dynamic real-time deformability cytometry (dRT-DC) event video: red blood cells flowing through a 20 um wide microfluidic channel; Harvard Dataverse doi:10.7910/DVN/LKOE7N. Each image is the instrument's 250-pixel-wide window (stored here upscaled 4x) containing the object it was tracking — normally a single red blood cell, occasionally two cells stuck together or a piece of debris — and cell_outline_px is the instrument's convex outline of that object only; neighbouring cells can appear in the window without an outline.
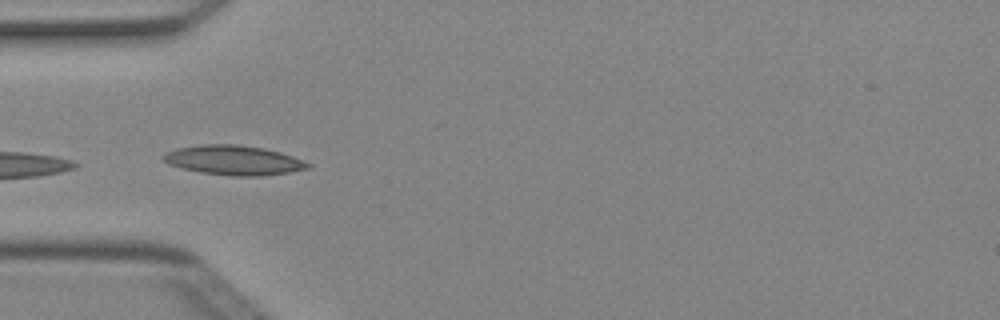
{"species": "Egyptian fruit bat (a non-hibernating species)", "species_latin": "Rousettus aegyptiacus", "temperature_condition": "cold", "stored_images_in_passage": 6, "camera_frame_rate_fps": 3000, "um_per_image_px": 0.085, "animal": {"sex": "female"}, "frame": {"image": 1, "passage_image": 3, "time_ms": 0.667, "image_size_px": [1000, 320], "cell_outline_px": [[312, 168], [288, 172], [260, 176], [232, 176], [200, 172], [168, 164], [160, 156], [164, 152], [176, 148], [204, 144], [240, 144], [264, 148], [280, 152], [292, 156], [312, 164]], "centroid_in_image_um": [19.86, 13.61], "position_along_channel_um": 65.1, "area_um2": 25.03}}
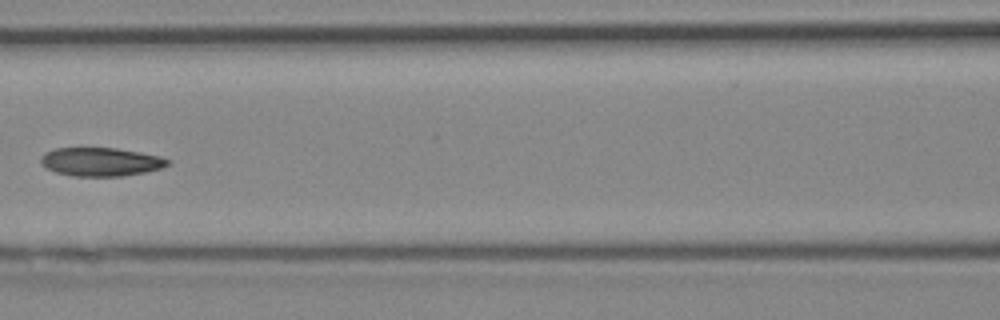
{"frame": {"image": 2, "passage_image": 5, "time_ms": 1.333, "image_size_px": [1000, 320], "cell_outline_px": [[172, 160], [168, 164], [160, 168], [144, 172], [120, 176], [72, 176], [56, 172], [40, 164], [40, 156], [44, 152], [56, 148], [116, 148], [140, 152], [160, 156]], "centroid_in_image_um": [8.54, 13.75], "position_along_channel_um": 158.1, "area_um2": 21.1}}
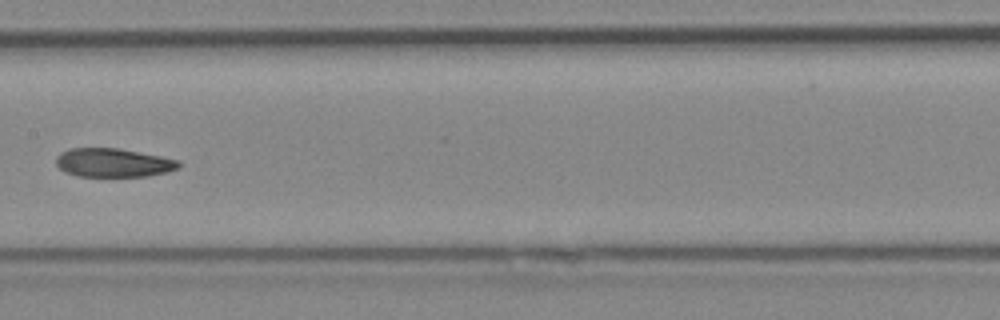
{"frame": {"image": 3, "passage_image": 6, "time_ms": 1.667, "image_size_px": [1000, 320], "cell_outline_px": [[180, 168], [148, 176], [76, 176], [64, 172], [56, 164], [56, 156], [60, 152], [68, 148], [116, 148], [160, 156], [180, 160]], "centroid_in_image_um": [9.59, 13.83], "position_along_channel_um": 197.8, "area_um2": 20.52}}